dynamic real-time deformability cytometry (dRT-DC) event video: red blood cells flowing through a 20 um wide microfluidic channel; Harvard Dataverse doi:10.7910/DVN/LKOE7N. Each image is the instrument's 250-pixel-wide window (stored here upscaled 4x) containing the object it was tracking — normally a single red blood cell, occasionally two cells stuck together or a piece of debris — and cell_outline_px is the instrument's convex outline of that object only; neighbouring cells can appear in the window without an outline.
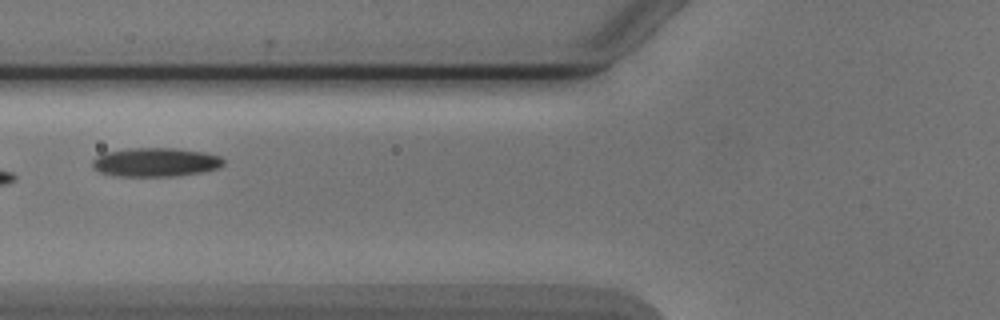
{"species": "Egyptian fruit bat (a non-hibernating species)", "species_latin": "Rousettus aegyptiacus", "temperature_condition": "cold", "stored_images_in_passage": 5, "camera_frame_rate_fps": 3000, "um_per_image_px": 0.085, "animal": {"sex": "male"}, "frame": {"image": 1, "passage_image": 4, "time_ms": 3.667, "image_size_px": [1000, 320], "cell_outline_px": [[224, 164], [220, 168], [204, 172], [176, 176], [116, 176], [100, 172], [92, 168], [92, 160], [96, 156], [104, 152], [132, 148], [172, 148], [204, 152], [220, 156], [224, 160]], "centroid_in_image_um": [13.22, 13.79], "position_along_channel_um": 112.6, "area_um2": 22.25}}
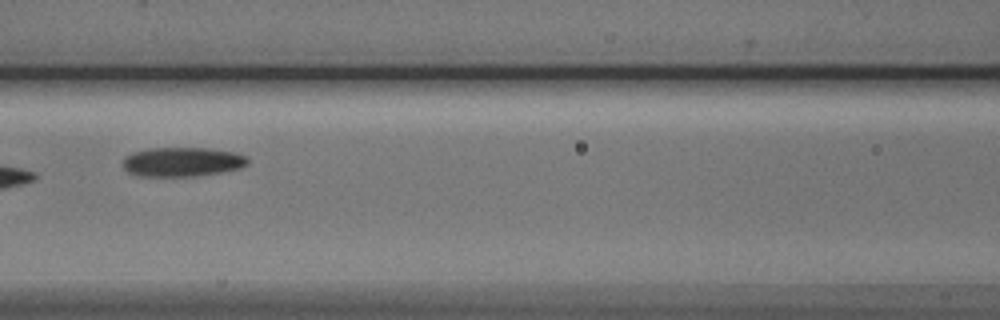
{"frame": {"image": 2, "passage_image": 5, "time_ms": 4.667, "image_size_px": [1000, 320], "cell_outline_px": [[248, 164], [240, 168], [220, 172], [196, 176], [136, 176], [128, 172], [124, 168], [124, 156], [132, 152], [148, 148], [208, 148], [236, 152], [248, 156]], "centroid_in_image_um": [15.5, 13.75], "position_along_channel_um": 151.1, "area_um2": 21.5}}